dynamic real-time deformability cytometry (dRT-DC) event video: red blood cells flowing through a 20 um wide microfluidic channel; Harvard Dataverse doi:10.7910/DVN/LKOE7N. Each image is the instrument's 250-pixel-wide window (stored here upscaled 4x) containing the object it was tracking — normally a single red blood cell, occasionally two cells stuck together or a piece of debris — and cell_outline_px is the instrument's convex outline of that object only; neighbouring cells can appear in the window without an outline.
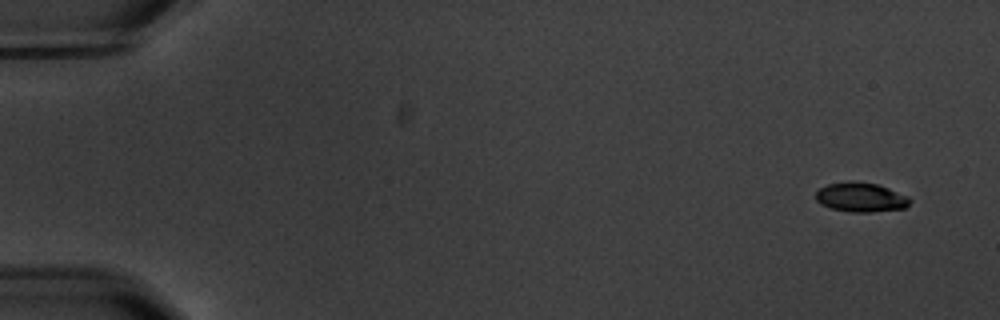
{"species": "common noctule bat (a hibernating species)", "species_latin": "Nyctalus noctula", "temperature_condition": "warm", "stored_images_in_passage": 5, "camera_frame_rate_fps": 3000, "um_per_image_px": 0.085, "animal": {"sex": "male", "body_mass_g": 20.1, "forearm_length_mm": 53.5}, "frame": {"image": 1, "passage_image": 1, "time_ms": 0.0, "image_size_px": [1000, 320], "cell_outline_px": [[912, 200], [904, 208], [872, 212], [852, 212], [832, 208], [820, 204], [816, 200], [816, 192], [820, 188], [828, 184], [848, 180], [876, 184], [888, 188], [908, 196]], "centroid_in_image_um": [73.16, 16.76], "position_along_channel_um": 11.8, "area_um2": 16.07}}
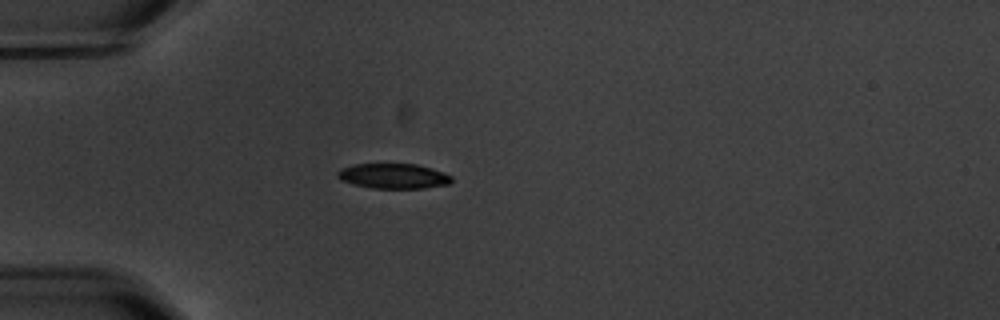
{"frame": {"image": 2, "passage_image": 5, "time_ms": 4.667, "image_size_px": [1000, 320], "cell_outline_px": [[452, 180], [448, 184], [424, 188], [372, 188], [340, 180], [336, 176], [336, 172], [340, 168], [352, 164], [416, 164], [432, 168], [444, 172], [452, 176]], "centroid_in_image_um": [33.42, 14.95], "position_along_channel_um": 51.6, "area_um2": 16.7}}